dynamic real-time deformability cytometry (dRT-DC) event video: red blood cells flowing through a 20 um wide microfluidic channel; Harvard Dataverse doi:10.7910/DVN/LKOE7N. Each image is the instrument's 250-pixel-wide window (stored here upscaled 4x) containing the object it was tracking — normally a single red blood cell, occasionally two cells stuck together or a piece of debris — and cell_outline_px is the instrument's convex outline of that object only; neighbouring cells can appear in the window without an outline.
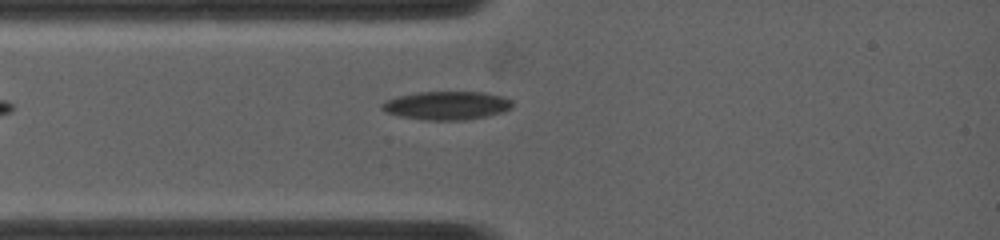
{"species": "common noctule bat (a hibernating species)", "species_latin": "Nyctalus noctula", "temperature_condition": "warm", "stored_images_in_passage": 7, "camera_frame_rate_fps": 5000, "um_per_image_px": 0.085, "animal": {"sex": "female", "body_mass_g": 19.0, "forearm_length_mm": 53.3}, "frame": {"image": 1, "passage_image": 2, "time_ms": 0.2, "image_size_px": [1000, 240], "cell_outline_px": [[512, 108], [504, 112], [464, 120], [424, 120], [400, 116], [384, 112], [380, 108], [380, 104], [384, 100], [396, 96], [416, 92], [496, 92], [512, 100]], "centroid_in_image_um": [37.97, 8.95], "position_along_channel_um": 47.0, "area_um2": 22.08}}
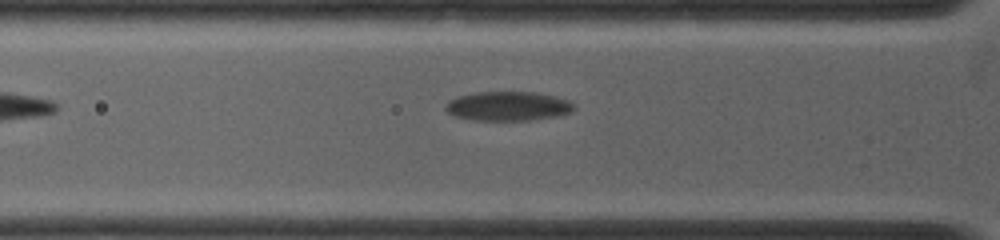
{"frame": {"image": 2, "passage_image": 5, "time_ms": 0.8, "image_size_px": [1000, 240], "cell_outline_px": [[576, 108], [572, 112], [560, 116], [532, 120], [472, 120], [456, 116], [448, 112], [444, 108], [448, 100], [456, 96], [472, 92], [536, 92], [556, 96], [572, 100], [576, 104]], "centroid_in_image_um": [43.24, 9.01], "position_along_channel_um": 82.6, "area_um2": 22.43}}